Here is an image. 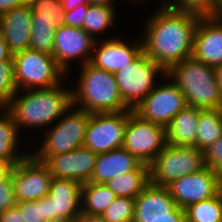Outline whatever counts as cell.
I'll return each mask as SVG.
<instances>
[{
    "mask_svg": "<svg viewBox=\"0 0 222 222\" xmlns=\"http://www.w3.org/2000/svg\"><path fill=\"white\" fill-rule=\"evenodd\" d=\"M186 222H222V190L214 197L185 208Z\"/></svg>",
    "mask_w": 222,
    "mask_h": 222,
    "instance_id": "4316f807",
    "label": "cell"
},
{
    "mask_svg": "<svg viewBox=\"0 0 222 222\" xmlns=\"http://www.w3.org/2000/svg\"><path fill=\"white\" fill-rule=\"evenodd\" d=\"M115 198V193L106 184L86 182L81 188V211L102 215Z\"/></svg>",
    "mask_w": 222,
    "mask_h": 222,
    "instance_id": "d4e9b609",
    "label": "cell"
},
{
    "mask_svg": "<svg viewBox=\"0 0 222 222\" xmlns=\"http://www.w3.org/2000/svg\"><path fill=\"white\" fill-rule=\"evenodd\" d=\"M95 42L96 39L83 28L63 25L56 29L52 55L57 65L66 73L70 67L69 62L75 58H82V65L90 62Z\"/></svg>",
    "mask_w": 222,
    "mask_h": 222,
    "instance_id": "2e32d148",
    "label": "cell"
},
{
    "mask_svg": "<svg viewBox=\"0 0 222 222\" xmlns=\"http://www.w3.org/2000/svg\"><path fill=\"white\" fill-rule=\"evenodd\" d=\"M215 73H216L218 87L221 89L222 93V65L215 68Z\"/></svg>",
    "mask_w": 222,
    "mask_h": 222,
    "instance_id": "f6af8a7d",
    "label": "cell"
},
{
    "mask_svg": "<svg viewBox=\"0 0 222 222\" xmlns=\"http://www.w3.org/2000/svg\"><path fill=\"white\" fill-rule=\"evenodd\" d=\"M200 108L186 106L166 127V142L172 146H192L196 148Z\"/></svg>",
    "mask_w": 222,
    "mask_h": 222,
    "instance_id": "7402d4cb",
    "label": "cell"
},
{
    "mask_svg": "<svg viewBox=\"0 0 222 222\" xmlns=\"http://www.w3.org/2000/svg\"><path fill=\"white\" fill-rule=\"evenodd\" d=\"M196 148L206 151L222 136V109L200 110Z\"/></svg>",
    "mask_w": 222,
    "mask_h": 222,
    "instance_id": "484cf974",
    "label": "cell"
},
{
    "mask_svg": "<svg viewBox=\"0 0 222 222\" xmlns=\"http://www.w3.org/2000/svg\"><path fill=\"white\" fill-rule=\"evenodd\" d=\"M215 17H222V0H215Z\"/></svg>",
    "mask_w": 222,
    "mask_h": 222,
    "instance_id": "7dc6e473",
    "label": "cell"
},
{
    "mask_svg": "<svg viewBox=\"0 0 222 222\" xmlns=\"http://www.w3.org/2000/svg\"><path fill=\"white\" fill-rule=\"evenodd\" d=\"M62 7L65 12L72 11L74 8L83 4H89L88 0H61Z\"/></svg>",
    "mask_w": 222,
    "mask_h": 222,
    "instance_id": "7bdbcfd3",
    "label": "cell"
},
{
    "mask_svg": "<svg viewBox=\"0 0 222 222\" xmlns=\"http://www.w3.org/2000/svg\"><path fill=\"white\" fill-rule=\"evenodd\" d=\"M98 45L96 41L90 63L112 73L133 62L144 52L142 39L132 45L119 38H109L103 40L100 47Z\"/></svg>",
    "mask_w": 222,
    "mask_h": 222,
    "instance_id": "ac0fdd59",
    "label": "cell"
},
{
    "mask_svg": "<svg viewBox=\"0 0 222 222\" xmlns=\"http://www.w3.org/2000/svg\"><path fill=\"white\" fill-rule=\"evenodd\" d=\"M167 0L162 6L170 10L189 13L200 18L215 17V0Z\"/></svg>",
    "mask_w": 222,
    "mask_h": 222,
    "instance_id": "f546056e",
    "label": "cell"
},
{
    "mask_svg": "<svg viewBox=\"0 0 222 222\" xmlns=\"http://www.w3.org/2000/svg\"><path fill=\"white\" fill-rule=\"evenodd\" d=\"M70 111L58 119L33 156H55L83 146L90 113L73 106Z\"/></svg>",
    "mask_w": 222,
    "mask_h": 222,
    "instance_id": "9c48e42d",
    "label": "cell"
},
{
    "mask_svg": "<svg viewBox=\"0 0 222 222\" xmlns=\"http://www.w3.org/2000/svg\"><path fill=\"white\" fill-rule=\"evenodd\" d=\"M0 113L2 114H0V160L9 162L14 166L30 153L23 155L17 153L18 127L12 115L6 109L3 112L0 111Z\"/></svg>",
    "mask_w": 222,
    "mask_h": 222,
    "instance_id": "cb8c5ba5",
    "label": "cell"
},
{
    "mask_svg": "<svg viewBox=\"0 0 222 222\" xmlns=\"http://www.w3.org/2000/svg\"><path fill=\"white\" fill-rule=\"evenodd\" d=\"M146 22L143 51L166 72L193 53L200 17L160 6Z\"/></svg>",
    "mask_w": 222,
    "mask_h": 222,
    "instance_id": "6da1fadb",
    "label": "cell"
},
{
    "mask_svg": "<svg viewBox=\"0 0 222 222\" xmlns=\"http://www.w3.org/2000/svg\"><path fill=\"white\" fill-rule=\"evenodd\" d=\"M115 17L114 6L90 4L83 21V29L96 39L94 35L109 29L114 24Z\"/></svg>",
    "mask_w": 222,
    "mask_h": 222,
    "instance_id": "83f0119b",
    "label": "cell"
},
{
    "mask_svg": "<svg viewBox=\"0 0 222 222\" xmlns=\"http://www.w3.org/2000/svg\"><path fill=\"white\" fill-rule=\"evenodd\" d=\"M13 167L14 166L9 162L0 160V184L5 182L11 176Z\"/></svg>",
    "mask_w": 222,
    "mask_h": 222,
    "instance_id": "b9f144b4",
    "label": "cell"
},
{
    "mask_svg": "<svg viewBox=\"0 0 222 222\" xmlns=\"http://www.w3.org/2000/svg\"><path fill=\"white\" fill-rule=\"evenodd\" d=\"M89 4H94V5H109V6H115L113 5L114 0H88Z\"/></svg>",
    "mask_w": 222,
    "mask_h": 222,
    "instance_id": "bcb514c9",
    "label": "cell"
},
{
    "mask_svg": "<svg viewBox=\"0 0 222 222\" xmlns=\"http://www.w3.org/2000/svg\"><path fill=\"white\" fill-rule=\"evenodd\" d=\"M29 2L30 0H0V15Z\"/></svg>",
    "mask_w": 222,
    "mask_h": 222,
    "instance_id": "ab89813d",
    "label": "cell"
},
{
    "mask_svg": "<svg viewBox=\"0 0 222 222\" xmlns=\"http://www.w3.org/2000/svg\"><path fill=\"white\" fill-rule=\"evenodd\" d=\"M149 183V166L142 164L137 170L116 176L105 184L116 197L136 198Z\"/></svg>",
    "mask_w": 222,
    "mask_h": 222,
    "instance_id": "603a6c76",
    "label": "cell"
},
{
    "mask_svg": "<svg viewBox=\"0 0 222 222\" xmlns=\"http://www.w3.org/2000/svg\"><path fill=\"white\" fill-rule=\"evenodd\" d=\"M176 206L167 187L149 183L135 198L133 220L173 219Z\"/></svg>",
    "mask_w": 222,
    "mask_h": 222,
    "instance_id": "ffe728a7",
    "label": "cell"
},
{
    "mask_svg": "<svg viewBox=\"0 0 222 222\" xmlns=\"http://www.w3.org/2000/svg\"><path fill=\"white\" fill-rule=\"evenodd\" d=\"M31 23L51 24L54 28L64 25V9L61 0H30Z\"/></svg>",
    "mask_w": 222,
    "mask_h": 222,
    "instance_id": "f1b7e54d",
    "label": "cell"
},
{
    "mask_svg": "<svg viewBox=\"0 0 222 222\" xmlns=\"http://www.w3.org/2000/svg\"><path fill=\"white\" fill-rule=\"evenodd\" d=\"M56 28L51 24L31 23L29 48L48 55L53 54Z\"/></svg>",
    "mask_w": 222,
    "mask_h": 222,
    "instance_id": "4dcf8cb0",
    "label": "cell"
},
{
    "mask_svg": "<svg viewBox=\"0 0 222 222\" xmlns=\"http://www.w3.org/2000/svg\"><path fill=\"white\" fill-rule=\"evenodd\" d=\"M97 155L89 148L81 146L68 153L34 157L46 164L53 177L84 184L91 179Z\"/></svg>",
    "mask_w": 222,
    "mask_h": 222,
    "instance_id": "9a60e30c",
    "label": "cell"
},
{
    "mask_svg": "<svg viewBox=\"0 0 222 222\" xmlns=\"http://www.w3.org/2000/svg\"><path fill=\"white\" fill-rule=\"evenodd\" d=\"M128 110L91 113L83 146L97 154L122 148Z\"/></svg>",
    "mask_w": 222,
    "mask_h": 222,
    "instance_id": "30bf717a",
    "label": "cell"
},
{
    "mask_svg": "<svg viewBox=\"0 0 222 222\" xmlns=\"http://www.w3.org/2000/svg\"><path fill=\"white\" fill-rule=\"evenodd\" d=\"M16 202L38 200L48 195L53 179L48 167L31 153L11 172Z\"/></svg>",
    "mask_w": 222,
    "mask_h": 222,
    "instance_id": "7c38bea8",
    "label": "cell"
},
{
    "mask_svg": "<svg viewBox=\"0 0 222 222\" xmlns=\"http://www.w3.org/2000/svg\"><path fill=\"white\" fill-rule=\"evenodd\" d=\"M176 205L182 209L216 196L222 190V178L209 167L182 176L166 186Z\"/></svg>",
    "mask_w": 222,
    "mask_h": 222,
    "instance_id": "4fadbf2b",
    "label": "cell"
},
{
    "mask_svg": "<svg viewBox=\"0 0 222 222\" xmlns=\"http://www.w3.org/2000/svg\"><path fill=\"white\" fill-rule=\"evenodd\" d=\"M14 187L11 176L0 184V215L7 209L16 206Z\"/></svg>",
    "mask_w": 222,
    "mask_h": 222,
    "instance_id": "d590c367",
    "label": "cell"
},
{
    "mask_svg": "<svg viewBox=\"0 0 222 222\" xmlns=\"http://www.w3.org/2000/svg\"><path fill=\"white\" fill-rule=\"evenodd\" d=\"M166 145L164 126L143 119L133 109L128 110L123 149L149 166Z\"/></svg>",
    "mask_w": 222,
    "mask_h": 222,
    "instance_id": "ba28073f",
    "label": "cell"
},
{
    "mask_svg": "<svg viewBox=\"0 0 222 222\" xmlns=\"http://www.w3.org/2000/svg\"><path fill=\"white\" fill-rule=\"evenodd\" d=\"M206 167L204 151L192 146L167 144L149 165L150 183L168 186L174 180Z\"/></svg>",
    "mask_w": 222,
    "mask_h": 222,
    "instance_id": "5b68a950",
    "label": "cell"
},
{
    "mask_svg": "<svg viewBox=\"0 0 222 222\" xmlns=\"http://www.w3.org/2000/svg\"><path fill=\"white\" fill-rule=\"evenodd\" d=\"M17 92L13 60L0 63V102L7 107Z\"/></svg>",
    "mask_w": 222,
    "mask_h": 222,
    "instance_id": "d6a6232c",
    "label": "cell"
},
{
    "mask_svg": "<svg viewBox=\"0 0 222 222\" xmlns=\"http://www.w3.org/2000/svg\"><path fill=\"white\" fill-rule=\"evenodd\" d=\"M133 222H186L185 209L176 206L173 209V219L133 220Z\"/></svg>",
    "mask_w": 222,
    "mask_h": 222,
    "instance_id": "f35d334b",
    "label": "cell"
},
{
    "mask_svg": "<svg viewBox=\"0 0 222 222\" xmlns=\"http://www.w3.org/2000/svg\"><path fill=\"white\" fill-rule=\"evenodd\" d=\"M0 222H25L20 210L14 206L0 215Z\"/></svg>",
    "mask_w": 222,
    "mask_h": 222,
    "instance_id": "74e56055",
    "label": "cell"
},
{
    "mask_svg": "<svg viewBox=\"0 0 222 222\" xmlns=\"http://www.w3.org/2000/svg\"><path fill=\"white\" fill-rule=\"evenodd\" d=\"M186 106L182 91L173 81H169L163 85H156L134 111L143 119L166 128Z\"/></svg>",
    "mask_w": 222,
    "mask_h": 222,
    "instance_id": "8fae6325",
    "label": "cell"
},
{
    "mask_svg": "<svg viewBox=\"0 0 222 222\" xmlns=\"http://www.w3.org/2000/svg\"><path fill=\"white\" fill-rule=\"evenodd\" d=\"M44 222H68V221L61 219H51V220H45Z\"/></svg>",
    "mask_w": 222,
    "mask_h": 222,
    "instance_id": "c3c4849f",
    "label": "cell"
},
{
    "mask_svg": "<svg viewBox=\"0 0 222 222\" xmlns=\"http://www.w3.org/2000/svg\"><path fill=\"white\" fill-rule=\"evenodd\" d=\"M13 64L17 91L50 88L61 83L65 75L53 55L30 48L13 54Z\"/></svg>",
    "mask_w": 222,
    "mask_h": 222,
    "instance_id": "8992f818",
    "label": "cell"
},
{
    "mask_svg": "<svg viewBox=\"0 0 222 222\" xmlns=\"http://www.w3.org/2000/svg\"><path fill=\"white\" fill-rule=\"evenodd\" d=\"M192 56L214 68L222 65V17L199 19Z\"/></svg>",
    "mask_w": 222,
    "mask_h": 222,
    "instance_id": "e0dca14e",
    "label": "cell"
},
{
    "mask_svg": "<svg viewBox=\"0 0 222 222\" xmlns=\"http://www.w3.org/2000/svg\"><path fill=\"white\" fill-rule=\"evenodd\" d=\"M135 198L116 197L102 217L106 222H133Z\"/></svg>",
    "mask_w": 222,
    "mask_h": 222,
    "instance_id": "1f68e13d",
    "label": "cell"
},
{
    "mask_svg": "<svg viewBox=\"0 0 222 222\" xmlns=\"http://www.w3.org/2000/svg\"><path fill=\"white\" fill-rule=\"evenodd\" d=\"M0 109H1V112L6 109V107L1 102H0Z\"/></svg>",
    "mask_w": 222,
    "mask_h": 222,
    "instance_id": "681fc988",
    "label": "cell"
},
{
    "mask_svg": "<svg viewBox=\"0 0 222 222\" xmlns=\"http://www.w3.org/2000/svg\"><path fill=\"white\" fill-rule=\"evenodd\" d=\"M68 90L59 83L50 88L24 90L27 92L24 95H18L21 93L17 91L6 110L12 115L19 131L22 127L38 129L53 125L66 111L70 112L72 90Z\"/></svg>",
    "mask_w": 222,
    "mask_h": 222,
    "instance_id": "7a4b0ae2",
    "label": "cell"
},
{
    "mask_svg": "<svg viewBox=\"0 0 222 222\" xmlns=\"http://www.w3.org/2000/svg\"><path fill=\"white\" fill-rule=\"evenodd\" d=\"M166 75L144 52L133 62L114 73L123 101L135 109L140 102L156 87V76Z\"/></svg>",
    "mask_w": 222,
    "mask_h": 222,
    "instance_id": "52a82bcc",
    "label": "cell"
},
{
    "mask_svg": "<svg viewBox=\"0 0 222 222\" xmlns=\"http://www.w3.org/2000/svg\"><path fill=\"white\" fill-rule=\"evenodd\" d=\"M82 184L53 177L48 195L44 197L45 220L74 222L81 214Z\"/></svg>",
    "mask_w": 222,
    "mask_h": 222,
    "instance_id": "5bb4252c",
    "label": "cell"
},
{
    "mask_svg": "<svg viewBox=\"0 0 222 222\" xmlns=\"http://www.w3.org/2000/svg\"><path fill=\"white\" fill-rule=\"evenodd\" d=\"M172 80L185 96L187 106L200 109H222V93L215 68L193 56L173 65L163 77Z\"/></svg>",
    "mask_w": 222,
    "mask_h": 222,
    "instance_id": "277c9868",
    "label": "cell"
},
{
    "mask_svg": "<svg viewBox=\"0 0 222 222\" xmlns=\"http://www.w3.org/2000/svg\"><path fill=\"white\" fill-rule=\"evenodd\" d=\"M90 4H83L74 8L72 11L64 13V25L83 28V21Z\"/></svg>",
    "mask_w": 222,
    "mask_h": 222,
    "instance_id": "8d00e7d4",
    "label": "cell"
},
{
    "mask_svg": "<svg viewBox=\"0 0 222 222\" xmlns=\"http://www.w3.org/2000/svg\"><path fill=\"white\" fill-rule=\"evenodd\" d=\"M16 207L20 210L25 222L45 221L44 198L17 202Z\"/></svg>",
    "mask_w": 222,
    "mask_h": 222,
    "instance_id": "836d02e7",
    "label": "cell"
},
{
    "mask_svg": "<svg viewBox=\"0 0 222 222\" xmlns=\"http://www.w3.org/2000/svg\"><path fill=\"white\" fill-rule=\"evenodd\" d=\"M32 7L30 3L0 15V33L12 54L29 49Z\"/></svg>",
    "mask_w": 222,
    "mask_h": 222,
    "instance_id": "d6986e66",
    "label": "cell"
},
{
    "mask_svg": "<svg viewBox=\"0 0 222 222\" xmlns=\"http://www.w3.org/2000/svg\"><path fill=\"white\" fill-rule=\"evenodd\" d=\"M74 222H106L102 215H92L81 212Z\"/></svg>",
    "mask_w": 222,
    "mask_h": 222,
    "instance_id": "ee69618b",
    "label": "cell"
},
{
    "mask_svg": "<svg viewBox=\"0 0 222 222\" xmlns=\"http://www.w3.org/2000/svg\"><path fill=\"white\" fill-rule=\"evenodd\" d=\"M205 164L222 178V136L204 151Z\"/></svg>",
    "mask_w": 222,
    "mask_h": 222,
    "instance_id": "e575fe53",
    "label": "cell"
},
{
    "mask_svg": "<svg viewBox=\"0 0 222 222\" xmlns=\"http://www.w3.org/2000/svg\"><path fill=\"white\" fill-rule=\"evenodd\" d=\"M142 163L123 148L97 155L89 182L105 184L112 178L137 170Z\"/></svg>",
    "mask_w": 222,
    "mask_h": 222,
    "instance_id": "44dd1931",
    "label": "cell"
},
{
    "mask_svg": "<svg viewBox=\"0 0 222 222\" xmlns=\"http://www.w3.org/2000/svg\"><path fill=\"white\" fill-rule=\"evenodd\" d=\"M8 60H13V54L10 52L7 43L0 33V63Z\"/></svg>",
    "mask_w": 222,
    "mask_h": 222,
    "instance_id": "60d3db41",
    "label": "cell"
},
{
    "mask_svg": "<svg viewBox=\"0 0 222 222\" xmlns=\"http://www.w3.org/2000/svg\"><path fill=\"white\" fill-rule=\"evenodd\" d=\"M77 87L72 90V106L88 113L119 112L131 108L123 101L114 73L92 65H81Z\"/></svg>",
    "mask_w": 222,
    "mask_h": 222,
    "instance_id": "3957f363",
    "label": "cell"
}]
</instances>
